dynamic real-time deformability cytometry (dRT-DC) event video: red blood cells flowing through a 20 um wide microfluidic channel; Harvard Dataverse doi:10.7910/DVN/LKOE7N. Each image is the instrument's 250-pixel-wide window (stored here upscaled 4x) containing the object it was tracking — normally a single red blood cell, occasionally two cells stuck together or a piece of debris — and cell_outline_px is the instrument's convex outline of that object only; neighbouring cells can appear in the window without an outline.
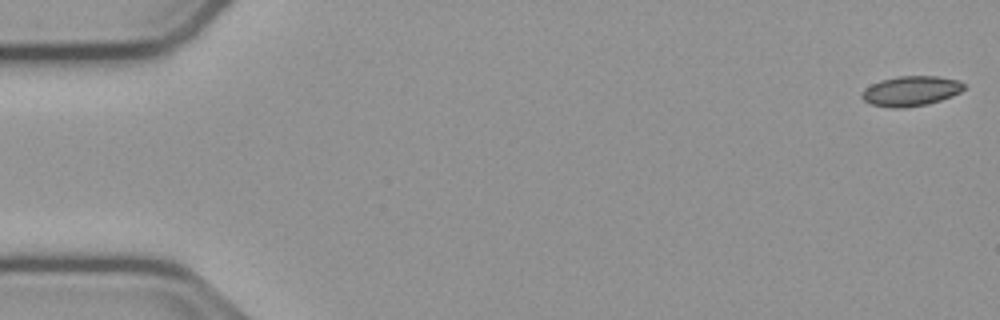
{"species": "common noctule bat (a hibernating species)", "species_latin": "Nyctalus noctula", "temperature_condition": "cold", "stored_images_in_passage": 54, "camera_frame_rate_fps": 3000, "um_per_image_px": 0.085, "animal": {"sex": "male", "body_mass_g": 23.1, "forearm_length_mm": 52.7}, "frame": {"image": 1, "passage_image": 1, "time_ms": 0.0, "image_size_px": [1000, 320], "cell_outline_px": [[964, 88], [960, 92], [952, 96], [928, 104], [904, 108], [892, 108], [872, 104], [864, 100], [860, 96], [860, 92], [864, 88], [880, 80], [900, 76], [936, 76], [960, 80], [964, 84]], "centroid_in_image_um": [77.41, 7.73], "position_along_channel_um": 7.6, "area_um2": 17.92}}
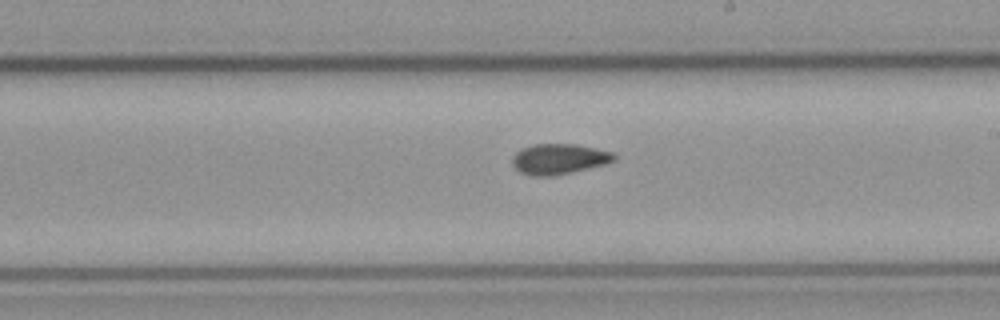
{"frame": {"image": 2, "passage_image": 31, "time_ms": 10.0, "image_size_px": [1000, 320], "cell_outline_px": [[616, 160], [604, 164], [552, 176], [532, 176], [520, 172], [512, 164], [512, 156], [520, 148], [536, 144], [576, 144], [612, 152], [616, 156]], "centroid_in_image_um": [47.47, 13.5], "position_along_channel_um": 241.5, "area_um2": 17.92}}
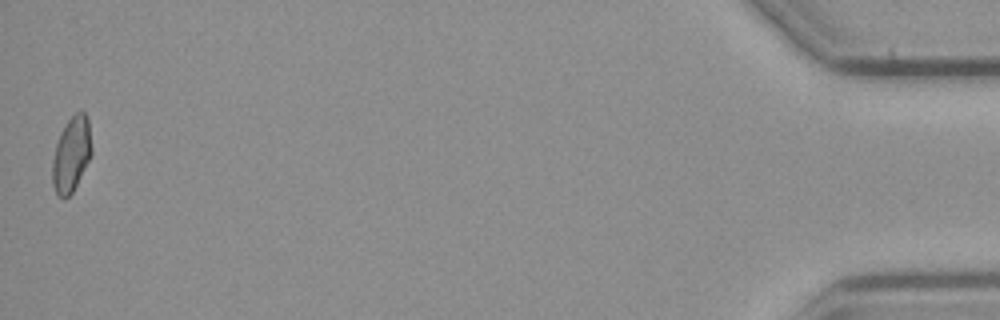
{"frame": {"image": 3, "passage_image": 54, "time_ms": 17.667, "image_size_px": [1000, 320], "cell_outline_px": [[92, 152], [72, 192], [64, 200], [56, 196], [52, 184], [52, 160], [56, 144], [60, 132], [68, 120], [80, 108], [84, 112], [88, 120], [92, 148]], "centroid_in_image_um": [6.04, 13.12], "position_along_channel_um": 429.2, "area_um2": 17.17}}